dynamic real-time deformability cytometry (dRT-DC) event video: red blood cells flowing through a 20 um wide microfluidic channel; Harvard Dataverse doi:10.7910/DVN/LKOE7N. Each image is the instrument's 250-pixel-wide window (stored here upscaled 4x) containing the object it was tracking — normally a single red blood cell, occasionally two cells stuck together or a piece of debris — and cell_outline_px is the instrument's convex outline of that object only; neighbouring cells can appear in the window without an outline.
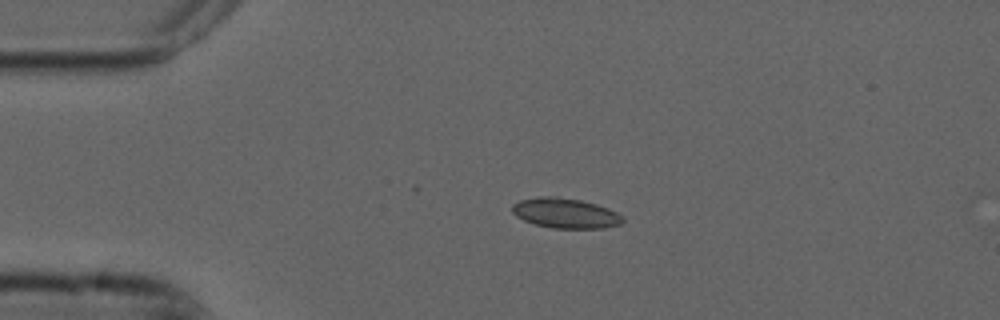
{"species": "common noctule bat (a hibernating species)", "species_latin": "Nyctalus noctula", "temperature_condition": "cold", "stored_images_in_passage": 2, "camera_frame_rate_fps": 3000, "um_per_image_px": 0.085, "animal": {"sex": "male", "forearm_length_mm": 52.5}, "frame": {"image": 1, "passage_image": 1, "time_ms": 0.0, "image_size_px": [1000, 320], "cell_outline_px": [[624, 220], [620, 224], [604, 228], [552, 228], [536, 224], [524, 220], [516, 216], [512, 212], [512, 204], [520, 200], [540, 196], [556, 196], [580, 200], [596, 204], [608, 208], [616, 212]], "centroid_in_image_um": [48.03, 18.11], "position_along_channel_um": 37.0, "area_um2": 19.25}}